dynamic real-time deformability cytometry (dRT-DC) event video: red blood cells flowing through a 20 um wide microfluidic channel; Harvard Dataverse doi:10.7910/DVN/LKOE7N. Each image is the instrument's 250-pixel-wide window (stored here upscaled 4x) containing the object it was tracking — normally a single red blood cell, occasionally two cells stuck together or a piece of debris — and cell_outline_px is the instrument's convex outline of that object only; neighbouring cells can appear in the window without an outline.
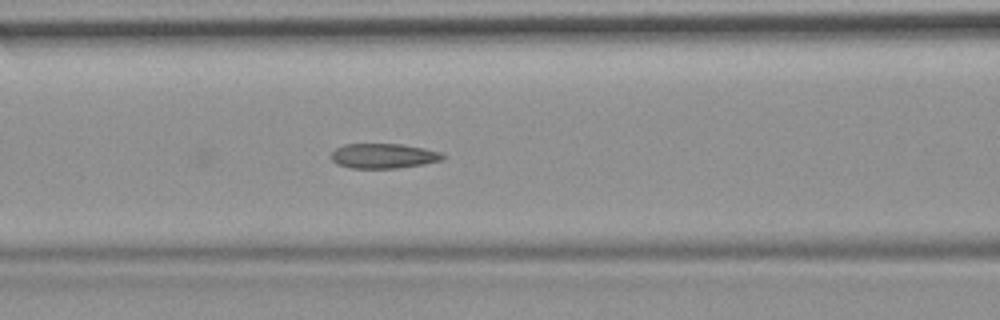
{"species": "common noctule bat (a hibernating species)", "species_latin": "Nyctalus noctula", "temperature_condition": "room temperature", "stored_images_in_passage": 22, "camera_frame_rate_fps": 3000, "um_per_image_px": 0.085, "animal": {"sex": "female", "body_mass_g": 19.9}, "frame": {"image": 1, "passage_image": 22, "time_ms": 7.0, "image_size_px": [1000, 320], "cell_outline_px": [[448, 156], [444, 160], [424, 164], [396, 168], [348, 168], [336, 164], [332, 160], [332, 152], [336, 148], [344, 144], [404, 144], [444, 152]], "centroid_in_image_um": [32.66, 13.25], "position_along_channel_um": 133.9, "area_um2": 16.47}}